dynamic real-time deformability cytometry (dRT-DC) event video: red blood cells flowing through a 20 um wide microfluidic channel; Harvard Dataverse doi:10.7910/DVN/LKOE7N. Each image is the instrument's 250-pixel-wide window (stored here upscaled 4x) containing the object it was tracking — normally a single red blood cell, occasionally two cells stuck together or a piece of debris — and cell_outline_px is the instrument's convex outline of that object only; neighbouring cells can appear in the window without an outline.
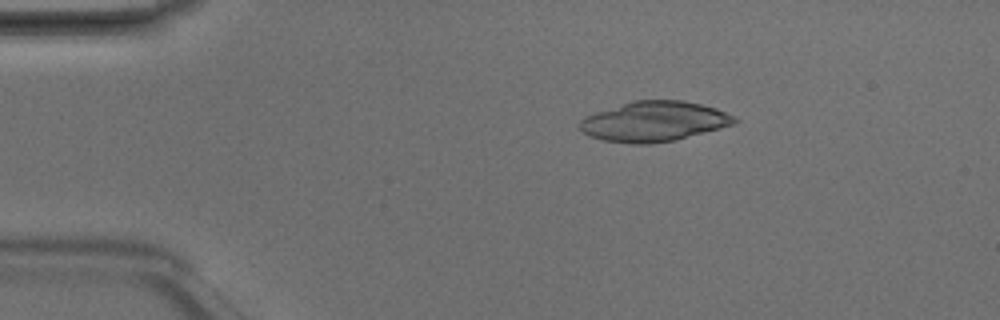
{"species": "Egyptian fruit bat (a non-hibernating species)", "species_latin": "Rousettus aegyptiacus", "temperature_condition": "room temperature", "stored_images_in_passage": 4, "camera_frame_rate_fps": 3000, "um_per_image_px": 0.085, "animal": {"sex": "male"}, "frame": {"image": 1, "passage_image": 2, "time_ms": 0.333, "image_size_px": [1000, 320], "cell_outline_px": [[740, 120], [732, 124], [720, 128], [672, 140], [652, 144], [628, 144], [604, 140], [588, 136], [580, 128], [580, 120], [584, 116], [632, 100], [684, 100], [716, 108], [736, 116]], "centroid_in_image_um": [55.58, 10.32], "position_along_channel_um": 29.4, "area_um2": 36.07}}